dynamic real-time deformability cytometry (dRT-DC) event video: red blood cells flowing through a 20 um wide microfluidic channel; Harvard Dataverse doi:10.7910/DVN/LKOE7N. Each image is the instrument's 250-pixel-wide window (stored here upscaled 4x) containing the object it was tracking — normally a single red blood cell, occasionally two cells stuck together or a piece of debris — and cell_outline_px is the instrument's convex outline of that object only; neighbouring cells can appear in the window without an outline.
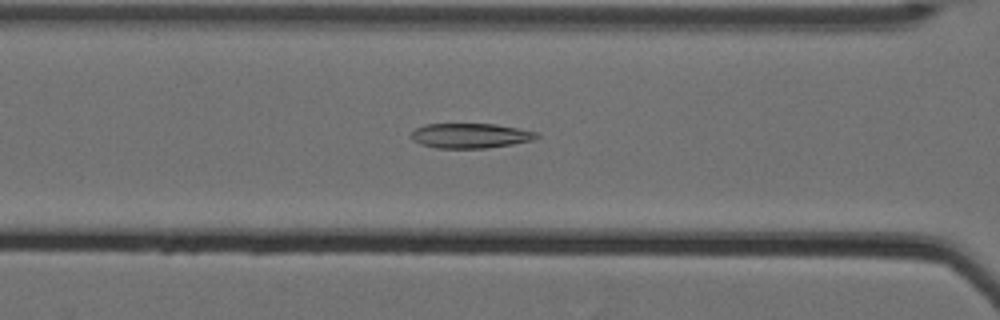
{"species": "Egyptian fruit bat (a non-hibernating species)", "species_latin": "Rousettus aegyptiacus", "temperature_condition": "cold", "stored_images_in_passage": 47, "camera_frame_rate_fps": 3000, "um_per_image_px": 0.085, "animal": {"sex": "female"}, "frame": {"image": 1, "passage_image": 16, "time_ms": 5.0, "image_size_px": [1000, 320], "cell_outline_px": [[540, 136], [532, 140], [512, 144], [488, 148], [436, 148], [420, 144], [412, 140], [412, 132], [416, 128], [424, 124], [496, 124], [536, 132]], "centroid_in_image_um": [39.96, 11.53], "position_along_channel_um": 126.6, "area_um2": 18.09}}
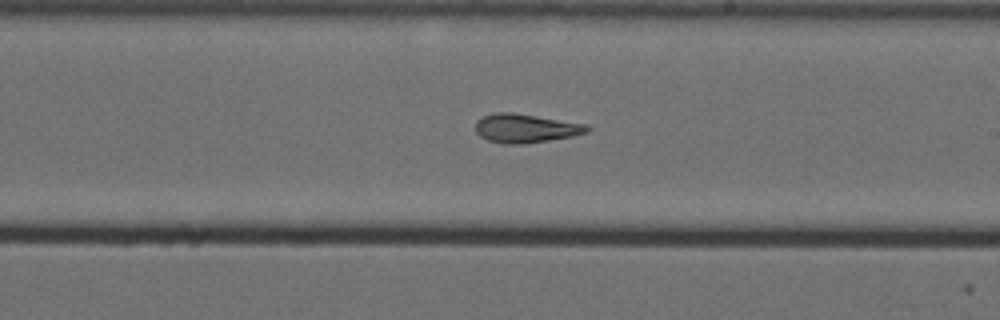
{"frame": {"image": 2, "passage_image": 26, "time_ms": 8.333, "image_size_px": [1000, 320], "cell_outline_px": [[588, 132], [572, 136], [548, 140], [520, 144], [504, 144], [488, 140], [480, 136], [476, 132], [476, 120], [484, 116], [496, 112], [512, 112], [588, 124]], "centroid_in_image_um": [44.66, 10.9], "position_along_channel_um": 244.3, "area_um2": 18.61}}
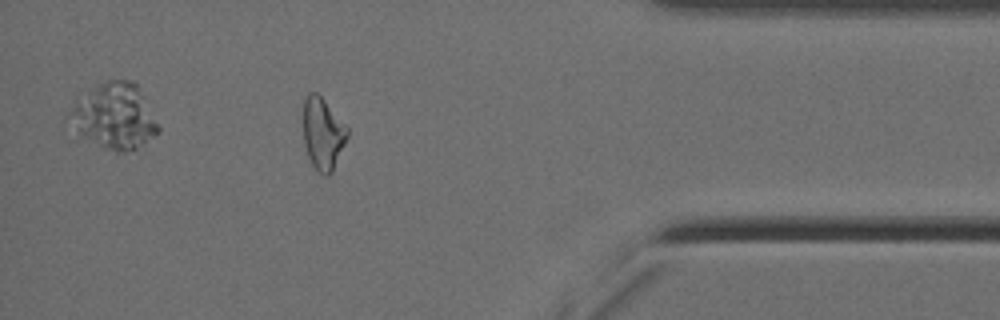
{"frame": {"image": 3, "passage_image": 42, "time_ms": 13.667, "image_size_px": [1000, 320], "cell_outline_px": [[348, 136], [332, 172], [328, 176], [324, 176], [312, 164], [308, 156], [304, 144], [304, 100], [308, 92], [316, 92], [324, 100], [348, 128]], "centroid_in_image_um": [27.44, 11.36], "position_along_channel_um": 407.8, "area_um2": 18.21}, "authors_computed_cell_mechanics": {"area_um2": 19.0162, "velocity_mm_per_s": 3.5105, "shape_relaxation_time_tau1_ms": null, "shape_relaxation_time_tau2_ms": 5.5214, "deformation_change_tau1": null, "deformation_change_tau2": 0.1353}}